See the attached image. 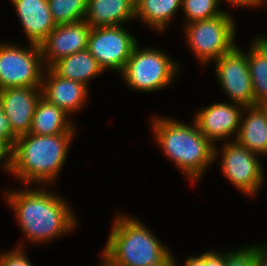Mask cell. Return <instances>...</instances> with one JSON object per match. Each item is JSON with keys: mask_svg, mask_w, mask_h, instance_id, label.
<instances>
[{"mask_svg": "<svg viewBox=\"0 0 267 266\" xmlns=\"http://www.w3.org/2000/svg\"><path fill=\"white\" fill-rule=\"evenodd\" d=\"M6 191V199L29 242H47L75 229L76 218L69 204L46 190Z\"/></svg>", "mask_w": 267, "mask_h": 266, "instance_id": "obj_1", "label": "cell"}, {"mask_svg": "<svg viewBox=\"0 0 267 266\" xmlns=\"http://www.w3.org/2000/svg\"><path fill=\"white\" fill-rule=\"evenodd\" d=\"M152 127L156 142L176 167L189 179L198 181L218 157L217 145L207 139L193 120V126L180 121L154 117Z\"/></svg>", "mask_w": 267, "mask_h": 266, "instance_id": "obj_2", "label": "cell"}, {"mask_svg": "<svg viewBox=\"0 0 267 266\" xmlns=\"http://www.w3.org/2000/svg\"><path fill=\"white\" fill-rule=\"evenodd\" d=\"M74 133L56 135L25 134L13 146L11 174L26 186L54 182L66 161Z\"/></svg>", "mask_w": 267, "mask_h": 266, "instance_id": "obj_3", "label": "cell"}, {"mask_svg": "<svg viewBox=\"0 0 267 266\" xmlns=\"http://www.w3.org/2000/svg\"><path fill=\"white\" fill-rule=\"evenodd\" d=\"M103 251L114 266H171L172 254L137 219L117 214Z\"/></svg>", "mask_w": 267, "mask_h": 266, "instance_id": "obj_4", "label": "cell"}, {"mask_svg": "<svg viewBox=\"0 0 267 266\" xmlns=\"http://www.w3.org/2000/svg\"><path fill=\"white\" fill-rule=\"evenodd\" d=\"M155 48L134 47L121 75L140 92H154L168 86L178 73L179 66L163 51Z\"/></svg>", "mask_w": 267, "mask_h": 266, "instance_id": "obj_5", "label": "cell"}, {"mask_svg": "<svg viewBox=\"0 0 267 266\" xmlns=\"http://www.w3.org/2000/svg\"><path fill=\"white\" fill-rule=\"evenodd\" d=\"M235 25L230 14L224 12L210 19L186 24L185 37L190 49L204 65L208 61L219 59L237 46L233 41Z\"/></svg>", "mask_w": 267, "mask_h": 266, "instance_id": "obj_6", "label": "cell"}, {"mask_svg": "<svg viewBox=\"0 0 267 266\" xmlns=\"http://www.w3.org/2000/svg\"><path fill=\"white\" fill-rule=\"evenodd\" d=\"M23 48L0 43V90L15 87H41L43 69L40 45Z\"/></svg>", "mask_w": 267, "mask_h": 266, "instance_id": "obj_7", "label": "cell"}, {"mask_svg": "<svg viewBox=\"0 0 267 266\" xmlns=\"http://www.w3.org/2000/svg\"><path fill=\"white\" fill-rule=\"evenodd\" d=\"M121 25L91 28L87 49L101 68L122 72L138 43Z\"/></svg>", "mask_w": 267, "mask_h": 266, "instance_id": "obj_8", "label": "cell"}, {"mask_svg": "<svg viewBox=\"0 0 267 266\" xmlns=\"http://www.w3.org/2000/svg\"><path fill=\"white\" fill-rule=\"evenodd\" d=\"M221 169L226 179L237 189L248 195H254L263 184L264 173L257 154L239 145L235 140L223 145Z\"/></svg>", "mask_w": 267, "mask_h": 266, "instance_id": "obj_9", "label": "cell"}, {"mask_svg": "<svg viewBox=\"0 0 267 266\" xmlns=\"http://www.w3.org/2000/svg\"><path fill=\"white\" fill-rule=\"evenodd\" d=\"M215 73L221 88L232 103L254 106V92L247 55L239 47L215 61Z\"/></svg>", "mask_w": 267, "mask_h": 266, "instance_id": "obj_10", "label": "cell"}, {"mask_svg": "<svg viewBox=\"0 0 267 266\" xmlns=\"http://www.w3.org/2000/svg\"><path fill=\"white\" fill-rule=\"evenodd\" d=\"M90 31L85 20L56 25L40 44L44 66L50 68L59 59L87 49Z\"/></svg>", "mask_w": 267, "mask_h": 266, "instance_id": "obj_11", "label": "cell"}, {"mask_svg": "<svg viewBox=\"0 0 267 266\" xmlns=\"http://www.w3.org/2000/svg\"><path fill=\"white\" fill-rule=\"evenodd\" d=\"M244 106L237 103H214L195 115L200 132L214 145L219 139H227L239 132ZM227 137V138H226Z\"/></svg>", "mask_w": 267, "mask_h": 266, "instance_id": "obj_12", "label": "cell"}, {"mask_svg": "<svg viewBox=\"0 0 267 266\" xmlns=\"http://www.w3.org/2000/svg\"><path fill=\"white\" fill-rule=\"evenodd\" d=\"M41 96V87H15L0 90V103L17 137L29 133L35 108Z\"/></svg>", "mask_w": 267, "mask_h": 266, "instance_id": "obj_13", "label": "cell"}, {"mask_svg": "<svg viewBox=\"0 0 267 266\" xmlns=\"http://www.w3.org/2000/svg\"><path fill=\"white\" fill-rule=\"evenodd\" d=\"M45 69L47 70L42 77V96L68 115L83 108L89 93L88 87L80 82L60 77L51 68Z\"/></svg>", "mask_w": 267, "mask_h": 266, "instance_id": "obj_14", "label": "cell"}, {"mask_svg": "<svg viewBox=\"0 0 267 266\" xmlns=\"http://www.w3.org/2000/svg\"><path fill=\"white\" fill-rule=\"evenodd\" d=\"M29 43L40 45L56 27L48 0H11Z\"/></svg>", "mask_w": 267, "mask_h": 266, "instance_id": "obj_15", "label": "cell"}, {"mask_svg": "<svg viewBox=\"0 0 267 266\" xmlns=\"http://www.w3.org/2000/svg\"><path fill=\"white\" fill-rule=\"evenodd\" d=\"M136 18L135 0H88L84 20L91 28L122 25Z\"/></svg>", "mask_w": 267, "mask_h": 266, "instance_id": "obj_16", "label": "cell"}, {"mask_svg": "<svg viewBox=\"0 0 267 266\" xmlns=\"http://www.w3.org/2000/svg\"><path fill=\"white\" fill-rule=\"evenodd\" d=\"M248 112L242 120L235 141L257 155H267V105L244 107Z\"/></svg>", "mask_w": 267, "mask_h": 266, "instance_id": "obj_17", "label": "cell"}, {"mask_svg": "<svg viewBox=\"0 0 267 266\" xmlns=\"http://www.w3.org/2000/svg\"><path fill=\"white\" fill-rule=\"evenodd\" d=\"M69 115L43 96L37 103L29 133L36 135H56L74 133L75 126L67 119Z\"/></svg>", "mask_w": 267, "mask_h": 266, "instance_id": "obj_18", "label": "cell"}, {"mask_svg": "<svg viewBox=\"0 0 267 266\" xmlns=\"http://www.w3.org/2000/svg\"><path fill=\"white\" fill-rule=\"evenodd\" d=\"M57 75L88 86L89 80L104 70L88 49L63 57L50 67Z\"/></svg>", "mask_w": 267, "mask_h": 266, "instance_id": "obj_19", "label": "cell"}, {"mask_svg": "<svg viewBox=\"0 0 267 266\" xmlns=\"http://www.w3.org/2000/svg\"><path fill=\"white\" fill-rule=\"evenodd\" d=\"M247 54L254 105H267V38L261 36L251 43Z\"/></svg>", "mask_w": 267, "mask_h": 266, "instance_id": "obj_20", "label": "cell"}, {"mask_svg": "<svg viewBox=\"0 0 267 266\" xmlns=\"http://www.w3.org/2000/svg\"><path fill=\"white\" fill-rule=\"evenodd\" d=\"M135 6L136 18L162 32L181 6V0H135Z\"/></svg>", "mask_w": 267, "mask_h": 266, "instance_id": "obj_21", "label": "cell"}, {"mask_svg": "<svg viewBox=\"0 0 267 266\" xmlns=\"http://www.w3.org/2000/svg\"><path fill=\"white\" fill-rule=\"evenodd\" d=\"M88 0H48L53 21L62 25L84 20Z\"/></svg>", "mask_w": 267, "mask_h": 266, "instance_id": "obj_22", "label": "cell"}, {"mask_svg": "<svg viewBox=\"0 0 267 266\" xmlns=\"http://www.w3.org/2000/svg\"><path fill=\"white\" fill-rule=\"evenodd\" d=\"M218 0H181V8L186 16L187 24L222 15Z\"/></svg>", "mask_w": 267, "mask_h": 266, "instance_id": "obj_23", "label": "cell"}, {"mask_svg": "<svg viewBox=\"0 0 267 266\" xmlns=\"http://www.w3.org/2000/svg\"><path fill=\"white\" fill-rule=\"evenodd\" d=\"M225 266H256V245L225 253Z\"/></svg>", "mask_w": 267, "mask_h": 266, "instance_id": "obj_24", "label": "cell"}, {"mask_svg": "<svg viewBox=\"0 0 267 266\" xmlns=\"http://www.w3.org/2000/svg\"><path fill=\"white\" fill-rule=\"evenodd\" d=\"M18 248L11 249V252L0 254V266H33L29 259L24 254V250Z\"/></svg>", "mask_w": 267, "mask_h": 266, "instance_id": "obj_25", "label": "cell"}, {"mask_svg": "<svg viewBox=\"0 0 267 266\" xmlns=\"http://www.w3.org/2000/svg\"><path fill=\"white\" fill-rule=\"evenodd\" d=\"M0 137L8 141L12 146L15 145L17 136L13 133L9 119L4 113L0 103Z\"/></svg>", "mask_w": 267, "mask_h": 266, "instance_id": "obj_26", "label": "cell"}, {"mask_svg": "<svg viewBox=\"0 0 267 266\" xmlns=\"http://www.w3.org/2000/svg\"><path fill=\"white\" fill-rule=\"evenodd\" d=\"M3 159L5 162H3L4 166L2 167L11 173L13 165V146L0 137V162L4 161Z\"/></svg>", "mask_w": 267, "mask_h": 266, "instance_id": "obj_27", "label": "cell"}, {"mask_svg": "<svg viewBox=\"0 0 267 266\" xmlns=\"http://www.w3.org/2000/svg\"><path fill=\"white\" fill-rule=\"evenodd\" d=\"M205 266H225V254L205 252Z\"/></svg>", "mask_w": 267, "mask_h": 266, "instance_id": "obj_28", "label": "cell"}, {"mask_svg": "<svg viewBox=\"0 0 267 266\" xmlns=\"http://www.w3.org/2000/svg\"><path fill=\"white\" fill-rule=\"evenodd\" d=\"M174 258L175 257H172V264L177 266ZM183 266H205V253L201 254L200 256H191L187 258Z\"/></svg>", "mask_w": 267, "mask_h": 266, "instance_id": "obj_29", "label": "cell"}, {"mask_svg": "<svg viewBox=\"0 0 267 266\" xmlns=\"http://www.w3.org/2000/svg\"><path fill=\"white\" fill-rule=\"evenodd\" d=\"M256 266H267V246H256Z\"/></svg>", "mask_w": 267, "mask_h": 266, "instance_id": "obj_30", "label": "cell"}, {"mask_svg": "<svg viewBox=\"0 0 267 266\" xmlns=\"http://www.w3.org/2000/svg\"><path fill=\"white\" fill-rule=\"evenodd\" d=\"M219 1V0H218ZM227 2L233 4V6H261L262 3L267 4V0H226Z\"/></svg>", "mask_w": 267, "mask_h": 266, "instance_id": "obj_31", "label": "cell"}, {"mask_svg": "<svg viewBox=\"0 0 267 266\" xmlns=\"http://www.w3.org/2000/svg\"><path fill=\"white\" fill-rule=\"evenodd\" d=\"M103 263L101 266H114L105 256H102Z\"/></svg>", "mask_w": 267, "mask_h": 266, "instance_id": "obj_32", "label": "cell"}]
</instances>
